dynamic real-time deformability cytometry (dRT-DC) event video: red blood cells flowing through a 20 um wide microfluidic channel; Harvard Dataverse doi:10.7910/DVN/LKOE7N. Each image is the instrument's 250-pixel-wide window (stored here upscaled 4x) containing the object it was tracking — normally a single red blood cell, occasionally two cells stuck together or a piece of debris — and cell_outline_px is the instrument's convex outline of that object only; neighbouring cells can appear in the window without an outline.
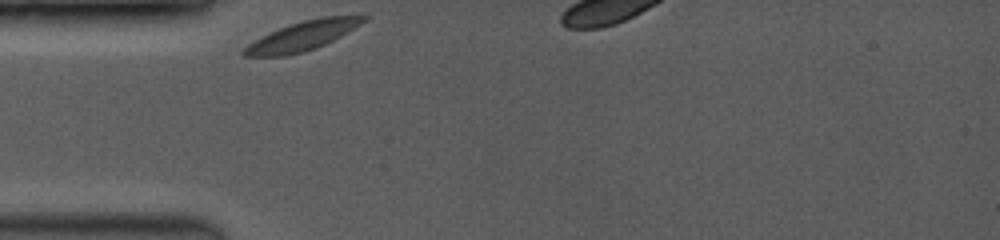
{"species": "common noctule bat (a hibernating species)", "species_latin": "Nyctalus noctula", "temperature_condition": "room temperature", "stored_images_in_passage": 10, "camera_frame_rate_fps": 3500, "um_per_image_px": 0.085, "animal": {"sex": "female", "body_mass_g": 19.0, "forearm_length_mm": 53.3}, "frame": {"image": 1, "passage_image": 1, "time_ms": 0.0, "image_size_px": [1000, 240], "cell_outline_px": [[368, 16], [360, 24], [340, 36], [316, 48], [304, 52], [284, 56], [244, 56], [240, 52], [248, 44], [288, 24], [320, 16]], "centroid_in_image_um": [25.68, 3.06], "position_along_channel_um": 59.3, "area_um2": 19.88}}
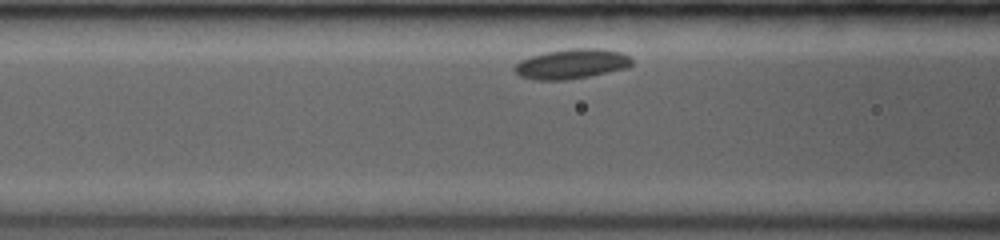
{"frame": {"image": 2, "passage_image": 7, "time_ms": 1.714, "image_size_px": [1000, 240], "cell_outline_px": [[632, 64], [628, 68], [588, 76], [564, 80], [536, 80], [520, 76], [512, 68], [520, 60], [532, 56], [548, 52], [572, 48], [600, 48], [620, 52], [628, 56], [632, 60]], "centroid_in_image_um": [48.59, 5.43], "position_along_channel_um": 118.0, "area_um2": 20.23}}